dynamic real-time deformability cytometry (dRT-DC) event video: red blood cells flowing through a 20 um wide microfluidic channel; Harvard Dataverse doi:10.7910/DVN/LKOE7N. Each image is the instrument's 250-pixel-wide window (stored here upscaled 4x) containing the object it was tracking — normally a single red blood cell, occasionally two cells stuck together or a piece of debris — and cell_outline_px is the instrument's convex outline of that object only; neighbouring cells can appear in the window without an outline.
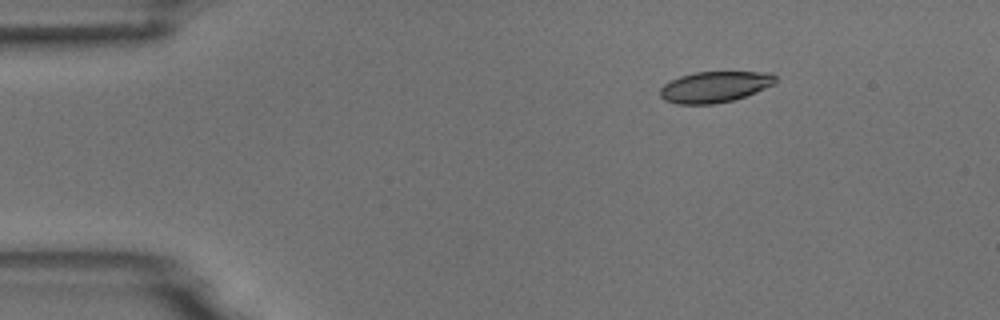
{"species": "common noctule bat (a hibernating species)", "species_latin": "Nyctalus noctula", "temperature_condition": "room temperature", "stored_images_in_passage": 5, "camera_frame_rate_fps": 3000, "um_per_image_px": 0.085, "animal": {"sex": "male", "body_mass_g": 18.8}, "frame": {"image": 1, "passage_image": 1, "time_ms": 0.0, "image_size_px": [1000, 320], "cell_outline_px": [[776, 84], [744, 96], [732, 100], [712, 104], [676, 104], [664, 100], [660, 96], [660, 88], [664, 84], [680, 76], [696, 72], [772, 72], [776, 76]], "centroid_in_image_um": [60.76, 7.38], "position_along_channel_um": 24.2, "area_um2": 20.81}}